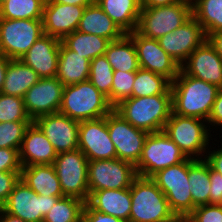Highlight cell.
<instances>
[{
  "label": "cell",
  "mask_w": 222,
  "mask_h": 222,
  "mask_svg": "<svg viewBox=\"0 0 222 222\" xmlns=\"http://www.w3.org/2000/svg\"><path fill=\"white\" fill-rule=\"evenodd\" d=\"M42 35V19L0 18V53L20 59Z\"/></svg>",
  "instance_id": "obj_9"
},
{
  "label": "cell",
  "mask_w": 222,
  "mask_h": 222,
  "mask_svg": "<svg viewBox=\"0 0 222 222\" xmlns=\"http://www.w3.org/2000/svg\"><path fill=\"white\" fill-rule=\"evenodd\" d=\"M81 222H125L114 216L104 214L94 208H92L87 202L82 213Z\"/></svg>",
  "instance_id": "obj_44"
},
{
  "label": "cell",
  "mask_w": 222,
  "mask_h": 222,
  "mask_svg": "<svg viewBox=\"0 0 222 222\" xmlns=\"http://www.w3.org/2000/svg\"><path fill=\"white\" fill-rule=\"evenodd\" d=\"M177 222H194L189 216H182L177 218Z\"/></svg>",
  "instance_id": "obj_52"
},
{
  "label": "cell",
  "mask_w": 222,
  "mask_h": 222,
  "mask_svg": "<svg viewBox=\"0 0 222 222\" xmlns=\"http://www.w3.org/2000/svg\"><path fill=\"white\" fill-rule=\"evenodd\" d=\"M86 6L45 2L43 11L44 34L63 40L77 30Z\"/></svg>",
  "instance_id": "obj_20"
},
{
  "label": "cell",
  "mask_w": 222,
  "mask_h": 222,
  "mask_svg": "<svg viewBox=\"0 0 222 222\" xmlns=\"http://www.w3.org/2000/svg\"><path fill=\"white\" fill-rule=\"evenodd\" d=\"M39 80L38 74L20 59H11L7 66L1 93L23 98L29 88Z\"/></svg>",
  "instance_id": "obj_28"
},
{
  "label": "cell",
  "mask_w": 222,
  "mask_h": 222,
  "mask_svg": "<svg viewBox=\"0 0 222 222\" xmlns=\"http://www.w3.org/2000/svg\"><path fill=\"white\" fill-rule=\"evenodd\" d=\"M130 195V222H177L165 194L150 177L137 176Z\"/></svg>",
  "instance_id": "obj_3"
},
{
  "label": "cell",
  "mask_w": 222,
  "mask_h": 222,
  "mask_svg": "<svg viewBox=\"0 0 222 222\" xmlns=\"http://www.w3.org/2000/svg\"><path fill=\"white\" fill-rule=\"evenodd\" d=\"M205 124H207L206 120L183 117L172 112L163 131L187 158L202 160L206 156L204 153L207 154L206 149L210 143L209 137L212 136L210 126ZM201 155L204 157L202 158Z\"/></svg>",
  "instance_id": "obj_5"
},
{
  "label": "cell",
  "mask_w": 222,
  "mask_h": 222,
  "mask_svg": "<svg viewBox=\"0 0 222 222\" xmlns=\"http://www.w3.org/2000/svg\"><path fill=\"white\" fill-rule=\"evenodd\" d=\"M85 202L64 196L46 214L43 222H81Z\"/></svg>",
  "instance_id": "obj_35"
},
{
  "label": "cell",
  "mask_w": 222,
  "mask_h": 222,
  "mask_svg": "<svg viewBox=\"0 0 222 222\" xmlns=\"http://www.w3.org/2000/svg\"><path fill=\"white\" fill-rule=\"evenodd\" d=\"M10 60L11 59L7 58L6 56L0 53V93L5 80L7 66Z\"/></svg>",
  "instance_id": "obj_49"
},
{
  "label": "cell",
  "mask_w": 222,
  "mask_h": 222,
  "mask_svg": "<svg viewBox=\"0 0 222 222\" xmlns=\"http://www.w3.org/2000/svg\"><path fill=\"white\" fill-rule=\"evenodd\" d=\"M128 35L133 40L140 68L163 75L173 82L181 66L161 48L158 40L144 37L136 30Z\"/></svg>",
  "instance_id": "obj_14"
},
{
  "label": "cell",
  "mask_w": 222,
  "mask_h": 222,
  "mask_svg": "<svg viewBox=\"0 0 222 222\" xmlns=\"http://www.w3.org/2000/svg\"><path fill=\"white\" fill-rule=\"evenodd\" d=\"M222 146V143H221ZM205 161L210 165V167L222 175V148L216 150H209L208 154L205 156Z\"/></svg>",
  "instance_id": "obj_46"
},
{
  "label": "cell",
  "mask_w": 222,
  "mask_h": 222,
  "mask_svg": "<svg viewBox=\"0 0 222 222\" xmlns=\"http://www.w3.org/2000/svg\"><path fill=\"white\" fill-rule=\"evenodd\" d=\"M107 127L117 158L136 165L142 155L148 132L135 128L112 110L107 114Z\"/></svg>",
  "instance_id": "obj_13"
},
{
  "label": "cell",
  "mask_w": 222,
  "mask_h": 222,
  "mask_svg": "<svg viewBox=\"0 0 222 222\" xmlns=\"http://www.w3.org/2000/svg\"><path fill=\"white\" fill-rule=\"evenodd\" d=\"M171 82L163 75L139 68L132 88V97L172 94Z\"/></svg>",
  "instance_id": "obj_33"
},
{
  "label": "cell",
  "mask_w": 222,
  "mask_h": 222,
  "mask_svg": "<svg viewBox=\"0 0 222 222\" xmlns=\"http://www.w3.org/2000/svg\"><path fill=\"white\" fill-rule=\"evenodd\" d=\"M19 150L0 148V172H21Z\"/></svg>",
  "instance_id": "obj_41"
},
{
  "label": "cell",
  "mask_w": 222,
  "mask_h": 222,
  "mask_svg": "<svg viewBox=\"0 0 222 222\" xmlns=\"http://www.w3.org/2000/svg\"><path fill=\"white\" fill-rule=\"evenodd\" d=\"M207 125L222 127V89L218 92Z\"/></svg>",
  "instance_id": "obj_45"
},
{
  "label": "cell",
  "mask_w": 222,
  "mask_h": 222,
  "mask_svg": "<svg viewBox=\"0 0 222 222\" xmlns=\"http://www.w3.org/2000/svg\"><path fill=\"white\" fill-rule=\"evenodd\" d=\"M95 0H46V2H57L60 4H69V5H80V6H89Z\"/></svg>",
  "instance_id": "obj_50"
},
{
  "label": "cell",
  "mask_w": 222,
  "mask_h": 222,
  "mask_svg": "<svg viewBox=\"0 0 222 222\" xmlns=\"http://www.w3.org/2000/svg\"><path fill=\"white\" fill-rule=\"evenodd\" d=\"M191 0H141V7H161Z\"/></svg>",
  "instance_id": "obj_47"
},
{
  "label": "cell",
  "mask_w": 222,
  "mask_h": 222,
  "mask_svg": "<svg viewBox=\"0 0 222 222\" xmlns=\"http://www.w3.org/2000/svg\"><path fill=\"white\" fill-rule=\"evenodd\" d=\"M60 198L39 195L20 179L1 208L25 222H43Z\"/></svg>",
  "instance_id": "obj_12"
},
{
  "label": "cell",
  "mask_w": 222,
  "mask_h": 222,
  "mask_svg": "<svg viewBox=\"0 0 222 222\" xmlns=\"http://www.w3.org/2000/svg\"><path fill=\"white\" fill-rule=\"evenodd\" d=\"M210 204L222 205V175L209 165Z\"/></svg>",
  "instance_id": "obj_43"
},
{
  "label": "cell",
  "mask_w": 222,
  "mask_h": 222,
  "mask_svg": "<svg viewBox=\"0 0 222 222\" xmlns=\"http://www.w3.org/2000/svg\"><path fill=\"white\" fill-rule=\"evenodd\" d=\"M191 16V2H180L161 7H141L136 31L144 37L158 40L179 28Z\"/></svg>",
  "instance_id": "obj_6"
},
{
  "label": "cell",
  "mask_w": 222,
  "mask_h": 222,
  "mask_svg": "<svg viewBox=\"0 0 222 222\" xmlns=\"http://www.w3.org/2000/svg\"><path fill=\"white\" fill-rule=\"evenodd\" d=\"M104 55L114 71L133 72L140 68L133 40L128 34L110 41Z\"/></svg>",
  "instance_id": "obj_29"
},
{
  "label": "cell",
  "mask_w": 222,
  "mask_h": 222,
  "mask_svg": "<svg viewBox=\"0 0 222 222\" xmlns=\"http://www.w3.org/2000/svg\"><path fill=\"white\" fill-rule=\"evenodd\" d=\"M32 121L27 115L23 98L0 93V122Z\"/></svg>",
  "instance_id": "obj_37"
},
{
  "label": "cell",
  "mask_w": 222,
  "mask_h": 222,
  "mask_svg": "<svg viewBox=\"0 0 222 222\" xmlns=\"http://www.w3.org/2000/svg\"><path fill=\"white\" fill-rule=\"evenodd\" d=\"M135 77L136 71H114L111 88V105L113 107L116 106L122 100L132 97V88Z\"/></svg>",
  "instance_id": "obj_39"
},
{
  "label": "cell",
  "mask_w": 222,
  "mask_h": 222,
  "mask_svg": "<svg viewBox=\"0 0 222 222\" xmlns=\"http://www.w3.org/2000/svg\"><path fill=\"white\" fill-rule=\"evenodd\" d=\"M87 175L89 193L130 188L138 176L134 164L118 158L89 161Z\"/></svg>",
  "instance_id": "obj_11"
},
{
  "label": "cell",
  "mask_w": 222,
  "mask_h": 222,
  "mask_svg": "<svg viewBox=\"0 0 222 222\" xmlns=\"http://www.w3.org/2000/svg\"><path fill=\"white\" fill-rule=\"evenodd\" d=\"M188 179L192 194V212L201 205L210 204L209 164L202 160L188 158Z\"/></svg>",
  "instance_id": "obj_30"
},
{
  "label": "cell",
  "mask_w": 222,
  "mask_h": 222,
  "mask_svg": "<svg viewBox=\"0 0 222 222\" xmlns=\"http://www.w3.org/2000/svg\"><path fill=\"white\" fill-rule=\"evenodd\" d=\"M20 179L39 195L64 197L53 164L22 167Z\"/></svg>",
  "instance_id": "obj_24"
},
{
  "label": "cell",
  "mask_w": 222,
  "mask_h": 222,
  "mask_svg": "<svg viewBox=\"0 0 222 222\" xmlns=\"http://www.w3.org/2000/svg\"><path fill=\"white\" fill-rule=\"evenodd\" d=\"M181 69L187 75L222 89V58L207 39L190 54Z\"/></svg>",
  "instance_id": "obj_19"
},
{
  "label": "cell",
  "mask_w": 222,
  "mask_h": 222,
  "mask_svg": "<svg viewBox=\"0 0 222 222\" xmlns=\"http://www.w3.org/2000/svg\"><path fill=\"white\" fill-rule=\"evenodd\" d=\"M114 70L105 55L98 56L90 61L89 81L107 97L111 104V88Z\"/></svg>",
  "instance_id": "obj_36"
},
{
  "label": "cell",
  "mask_w": 222,
  "mask_h": 222,
  "mask_svg": "<svg viewBox=\"0 0 222 222\" xmlns=\"http://www.w3.org/2000/svg\"><path fill=\"white\" fill-rule=\"evenodd\" d=\"M187 157L164 131L149 133L140 160L135 165L138 176L151 177L157 171L185 161Z\"/></svg>",
  "instance_id": "obj_8"
},
{
  "label": "cell",
  "mask_w": 222,
  "mask_h": 222,
  "mask_svg": "<svg viewBox=\"0 0 222 222\" xmlns=\"http://www.w3.org/2000/svg\"><path fill=\"white\" fill-rule=\"evenodd\" d=\"M58 153L39 126L32 121L27 127L19 149L22 167L53 164Z\"/></svg>",
  "instance_id": "obj_22"
},
{
  "label": "cell",
  "mask_w": 222,
  "mask_h": 222,
  "mask_svg": "<svg viewBox=\"0 0 222 222\" xmlns=\"http://www.w3.org/2000/svg\"><path fill=\"white\" fill-rule=\"evenodd\" d=\"M70 50L89 59L104 55L109 40L95 34H87L78 30L68 34L61 40Z\"/></svg>",
  "instance_id": "obj_31"
},
{
  "label": "cell",
  "mask_w": 222,
  "mask_h": 222,
  "mask_svg": "<svg viewBox=\"0 0 222 222\" xmlns=\"http://www.w3.org/2000/svg\"><path fill=\"white\" fill-rule=\"evenodd\" d=\"M189 217L194 222H222V205L207 204L198 206Z\"/></svg>",
  "instance_id": "obj_40"
},
{
  "label": "cell",
  "mask_w": 222,
  "mask_h": 222,
  "mask_svg": "<svg viewBox=\"0 0 222 222\" xmlns=\"http://www.w3.org/2000/svg\"><path fill=\"white\" fill-rule=\"evenodd\" d=\"M34 122L43 131L58 154L78 148L80 122L59 112L40 116Z\"/></svg>",
  "instance_id": "obj_18"
},
{
  "label": "cell",
  "mask_w": 222,
  "mask_h": 222,
  "mask_svg": "<svg viewBox=\"0 0 222 222\" xmlns=\"http://www.w3.org/2000/svg\"><path fill=\"white\" fill-rule=\"evenodd\" d=\"M113 108L107 97L86 80L64 86L59 113L81 122L103 118Z\"/></svg>",
  "instance_id": "obj_4"
},
{
  "label": "cell",
  "mask_w": 222,
  "mask_h": 222,
  "mask_svg": "<svg viewBox=\"0 0 222 222\" xmlns=\"http://www.w3.org/2000/svg\"><path fill=\"white\" fill-rule=\"evenodd\" d=\"M95 2L125 34L136 30L141 12V0H95Z\"/></svg>",
  "instance_id": "obj_27"
},
{
  "label": "cell",
  "mask_w": 222,
  "mask_h": 222,
  "mask_svg": "<svg viewBox=\"0 0 222 222\" xmlns=\"http://www.w3.org/2000/svg\"><path fill=\"white\" fill-rule=\"evenodd\" d=\"M207 40L214 47L217 54L222 58V30L209 34L207 36Z\"/></svg>",
  "instance_id": "obj_48"
},
{
  "label": "cell",
  "mask_w": 222,
  "mask_h": 222,
  "mask_svg": "<svg viewBox=\"0 0 222 222\" xmlns=\"http://www.w3.org/2000/svg\"><path fill=\"white\" fill-rule=\"evenodd\" d=\"M61 40L50 35H42L20 58L32 68L40 78L56 77Z\"/></svg>",
  "instance_id": "obj_21"
},
{
  "label": "cell",
  "mask_w": 222,
  "mask_h": 222,
  "mask_svg": "<svg viewBox=\"0 0 222 222\" xmlns=\"http://www.w3.org/2000/svg\"><path fill=\"white\" fill-rule=\"evenodd\" d=\"M89 75L90 60L70 50L61 41L56 77L68 86L88 80Z\"/></svg>",
  "instance_id": "obj_26"
},
{
  "label": "cell",
  "mask_w": 222,
  "mask_h": 222,
  "mask_svg": "<svg viewBox=\"0 0 222 222\" xmlns=\"http://www.w3.org/2000/svg\"><path fill=\"white\" fill-rule=\"evenodd\" d=\"M206 39L202 26L191 16L179 28L160 37L158 42L161 48L181 66Z\"/></svg>",
  "instance_id": "obj_17"
},
{
  "label": "cell",
  "mask_w": 222,
  "mask_h": 222,
  "mask_svg": "<svg viewBox=\"0 0 222 222\" xmlns=\"http://www.w3.org/2000/svg\"><path fill=\"white\" fill-rule=\"evenodd\" d=\"M21 172H0V208L5 204L14 186L20 180Z\"/></svg>",
  "instance_id": "obj_42"
},
{
  "label": "cell",
  "mask_w": 222,
  "mask_h": 222,
  "mask_svg": "<svg viewBox=\"0 0 222 222\" xmlns=\"http://www.w3.org/2000/svg\"><path fill=\"white\" fill-rule=\"evenodd\" d=\"M113 110L135 128L148 133L160 132L173 112L172 94L130 97Z\"/></svg>",
  "instance_id": "obj_2"
},
{
  "label": "cell",
  "mask_w": 222,
  "mask_h": 222,
  "mask_svg": "<svg viewBox=\"0 0 222 222\" xmlns=\"http://www.w3.org/2000/svg\"><path fill=\"white\" fill-rule=\"evenodd\" d=\"M165 194L176 217L192 213V194L188 179V158L173 166L157 171L150 177Z\"/></svg>",
  "instance_id": "obj_7"
},
{
  "label": "cell",
  "mask_w": 222,
  "mask_h": 222,
  "mask_svg": "<svg viewBox=\"0 0 222 222\" xmlns=\"http://www.w3.org/2000/svg\"><path fill=\"white\" fill-rule=\"evenodd\" d=\"M88 162L87 157L79 148L57 155L53 166L64 196L87 202L89 197Z\"/></svg>",
  "instance_id": "obj_10"
},
{
  "label": "cell",
  "mask_w": 222,
  "mask_h": 222,
  "mask_svg": "<svg viewBox=\"0 0 222 222\" xmlns=\"http://www.w3.org/2000/svg\"><path fill=\"white\" fill-rule=\"evenodd\" d=\"M78 148L88 161L117 158L107 127V115L79 123Z\"/></svg>",
  "instance_id": "obj_16"
},
{
  "label": "cell",
  "mask_w": 222,
  "mask_h": 222,
  "mask_svg": "<svg viewBox=\"0 0 222 222\" xmlns=\"http://www.w3.org/2000/svg\"><path fill=\"white\" fill-rule=\"evenodd\" d=\"M32 121L0 122V148L20 149L25 131Z\"/></svg>",
  "instance_id": "obj_38"
},
{
  "label": "cell",
  "mask_w": 222,
  "mask_h": 222,
  "mask_svg": "<svg viewBox=\"0 0 222 222\" xmlns=\"http://www.w3.org/2000/svg\"><path fill=\"white\" fill-rule=\"evenodd\" d=\"M173 113L208 120L220 88L187 75L182 69L171 82Z\"/></svg>",
  "instance_id": "obj_1"
},
{
  "label": "cell",
  "mask_w": 222,
  "mask_h": 222,
  "mask_svg": "<svg viewBox=\"0 0 222 222\" xmlns=\"http://www.w3.org/2000/svg\"><path fill=\"white\" fill-rule=\"evenodd\" d=\"M4 1H7V0H0V5H1Z\"/></svg>",
  "instance_id": "obj_53"
},
{
  "label": "cell",
  "mask_w": 222,
  "mask_h": 222,
  "mask_svg": "<svg viewBox=\"0 0 222 222\" xmlns=\"http://www.w3.org/2000/svg\"><path fill=\"white\" fill-rule=\"evenodd\" d=\"M64 85L57 77L40 78L23 97L27 115L32 121L40 116L58 113L62 103Z\"/></svg>",
  "instance_id": "obj_15"
},
{
  "label": "cell",
  "mask_w": 222,
  "mask_h": 222,
  "mask_svg": "<svg viewBox=\"0 0 222 222\" xmlns=\"http://www.w3.org/2000/svg\"><path fill=\"white\" fill-rule=\"evenodd\" d=\"M77 30L104 37L109 41L118 40L125 35L95 1L84 9Z\"/></svg>",
  "instance_id": "obj_25"
},
{
  "label": "cell",
  "mask_w": 222,
  "mask_h": 222,
  "mask_svg": "<svg viewBox=\"0 0 222 222\" xmlns=\"http://www.w3.org/2000/svg\"><path fill=\"white\" fill-rule=\"evenodd\" d=\"M0 222H25V221H23L19 217L7 213L2 208H0Z\"/></svg>",
  "instance_id": "obj_51"
},
{
  "label": "cell",
  "mask_w": 222,
  "mask_h": 222,
  "mask_svg": "<svg viewBox=\"0 0 222 222\" xmlns=\"http://www.w3.org/2000/svg\"><path fill=\"white\" fill-rule=\"evenodd\" d=\"M46 0H7L0 5V18L43 19Z\"/></svg>",
  "instance_id": "obj_34"
},
{
  "label": "cell",
  "mask_w": 222,
  "mask_h": 222,
  "mask_svg": "<svg viewBox=\"0 0 222 222\" xmlns=\"http://www.w3.org/2000/svg\"><path fill=\"white\" fill-rule=\"evenodd\" d=\"M87 203L94 209L130 222V188L104 189L89 193Z\"/></svg>",
  "instance_id": "obj_23"
},
{
  "label": "cell",
  "mask_w": 222,
  "mask_h": 222,
  "mask_svg": "<svg viewBox=\"0 0 222 222\" xmlns=\"http://www.w3.org/2000/svg\"><path fill=\"white\" fill-rule=\"evenodd\" d=\"M192 16L202 26L206 37L222 30V0H191Z\"/></svg>",
  "instance_id": "obj_32"
}]
</instances>
